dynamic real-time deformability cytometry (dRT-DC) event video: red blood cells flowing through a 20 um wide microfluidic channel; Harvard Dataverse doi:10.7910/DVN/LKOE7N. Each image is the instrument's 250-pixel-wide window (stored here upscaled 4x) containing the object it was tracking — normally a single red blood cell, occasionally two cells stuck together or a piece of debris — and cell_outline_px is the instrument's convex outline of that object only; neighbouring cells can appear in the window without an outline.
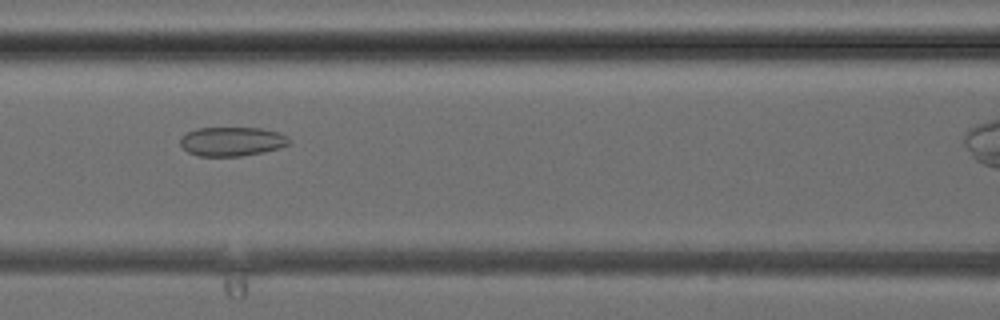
{"species": "common noctule bat (a hibernating species)", "species_latin": "Nyctalus noctula", "temperature_condition": "cold", "stored_images_in_passage": 5, "segment_of_instrument_passage": [1, 2], "camera_frame_rate_fps": 3000, "um_per_image_px": 0.085, "animal": {"sex": "female", "body_mass_g": 24.6, "forearm_length_mm": 56.2}, "frame": {"image": 1, "passage_image": 4, "time_ms": 3.667, "image_size_px": [1000, 320], "cell_outline_px": [[292, 140], [288, 144], [280, 148], [264, 152], [240, 156], [200, 156], [188, 152], [180, 144], [180, 136], [196, 128], [260, 128], [276, 132], [288, 136]], "centroid_in_image_um": [19.72, 12.02], "position_along_channel_um": 146.9, "area_um2": 18.5}}